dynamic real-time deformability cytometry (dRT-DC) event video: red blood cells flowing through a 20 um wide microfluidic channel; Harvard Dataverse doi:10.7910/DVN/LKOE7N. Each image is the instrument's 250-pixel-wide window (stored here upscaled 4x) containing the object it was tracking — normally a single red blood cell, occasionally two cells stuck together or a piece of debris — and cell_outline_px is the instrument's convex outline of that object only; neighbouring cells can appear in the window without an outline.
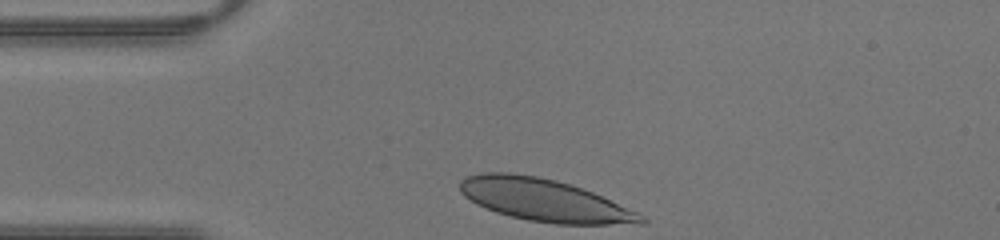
{"species": "human", "species_latin": "Homo sapiens", "temperature_condition": "warm", "stored_images_in_passage": 25, "camera_frame_rate_fps": 3000, "um_per_image_px": 0.085, "donor": {"sex": "male"}, "frame": {"image": 1, "passage_image": 1, "time_ms": 0.0, "image_size_px": [1000, 240], "cell_outline_px": [[648, 220], [644, 224], [556, 224], [528, 220], [496, 212], [476, 204], [464, 196], [460, 192], [460, 180], [468, 176], [484, 172], [508, 172], [536, 176], [556, 180], [592, 192], [636, 212], [644, 216]], "centroid_in_image_um": [46.24, 17.01], "position_along_channel_um": 38.8, "area_um2": 44.27}}
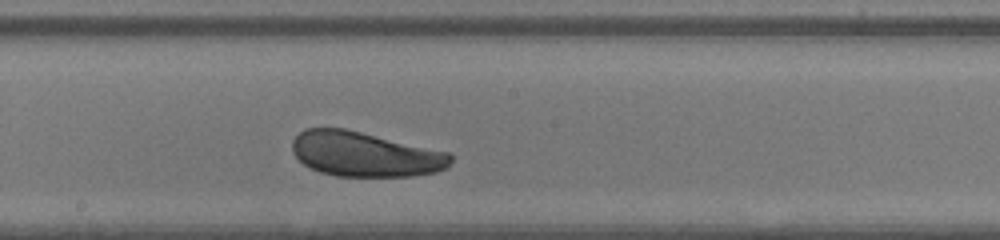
{"frame": {"image": 2, "passage_image": 14, "time_ms": 4.333, "image_size_px": [1000, 240], "cell_outline_px": [[452, 160], [448, 168], [436, 172], [412, 176], [336, 176], [320, 172], [304, 164], [292, 152], [292, 140], [304, 128], [344, 128], [452, 152]], "centroid_in_image_um": [31.07, 13.1], "position_along_channel_um": 217.1, "area_um2": 41.67}}
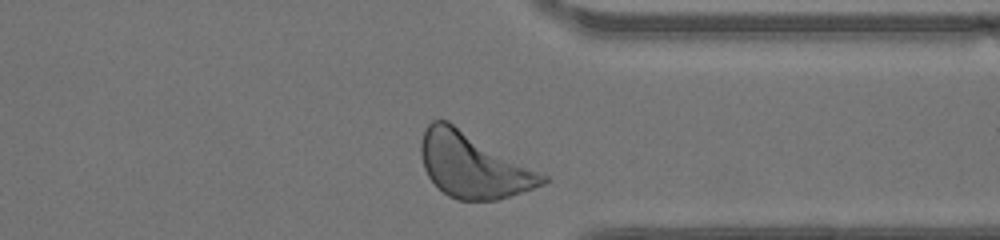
{"frame": {"image": 3, "passage_image": 24, "time_ms": 7.667, "image_size_px": [1000, 240], "cell_outline_px": [[548, 180], [544, 184], [496, 200], [456, 200], [448, 196], [428, 176], [424, 168], [420, 156], [420, 144], [424, 128], [432, 120], [448, 120], [548, 176]], "centroid_in_image_um": [40.18, 14.03], "position_along_channel_um": 371.2, "area_um2": 45.72}}